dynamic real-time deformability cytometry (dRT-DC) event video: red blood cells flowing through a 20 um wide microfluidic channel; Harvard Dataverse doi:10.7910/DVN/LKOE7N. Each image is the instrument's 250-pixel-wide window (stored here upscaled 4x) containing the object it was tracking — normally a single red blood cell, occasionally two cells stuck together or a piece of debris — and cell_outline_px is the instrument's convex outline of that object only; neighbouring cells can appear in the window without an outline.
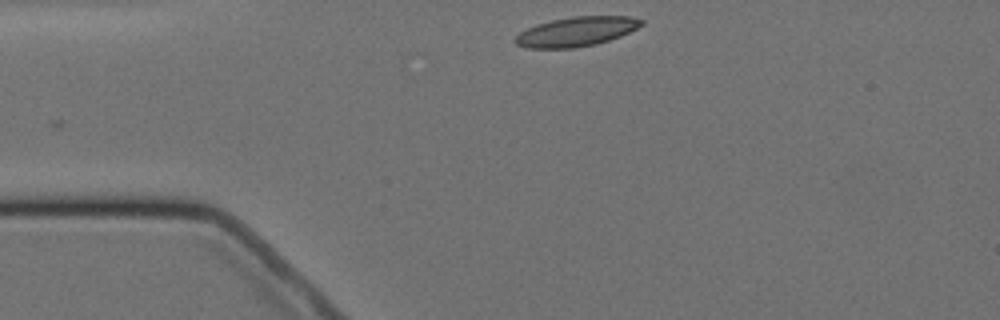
{"species": "Egyptian fruit bat (a non-hibernating species)", "species_latin": "Rousettus aegyptiacus", "temperature_condition": "cold", "stored_images_in_passage": 2, "camera_frame_rate_fps": 3000, "um_per_image_px": 0.085, "animal": {"sex": "female"}, "frame": {"image": 1, "passage_image": 1, "time_ms": 0.0, "image_size_px": [1000, 320], "cell_outline_px": [[644, 24], [620, 36], [596, 44], [572, 48], [528, 48], [516, 44], [512, 40], [520, 32], [536, 24], [552, 20], [572, 16], [632, 16], [644, 20]], "centroid_in_image_um": [48.98, 2.68], "position_along_channel_um": 36.0, "area_um2": 21.62}}